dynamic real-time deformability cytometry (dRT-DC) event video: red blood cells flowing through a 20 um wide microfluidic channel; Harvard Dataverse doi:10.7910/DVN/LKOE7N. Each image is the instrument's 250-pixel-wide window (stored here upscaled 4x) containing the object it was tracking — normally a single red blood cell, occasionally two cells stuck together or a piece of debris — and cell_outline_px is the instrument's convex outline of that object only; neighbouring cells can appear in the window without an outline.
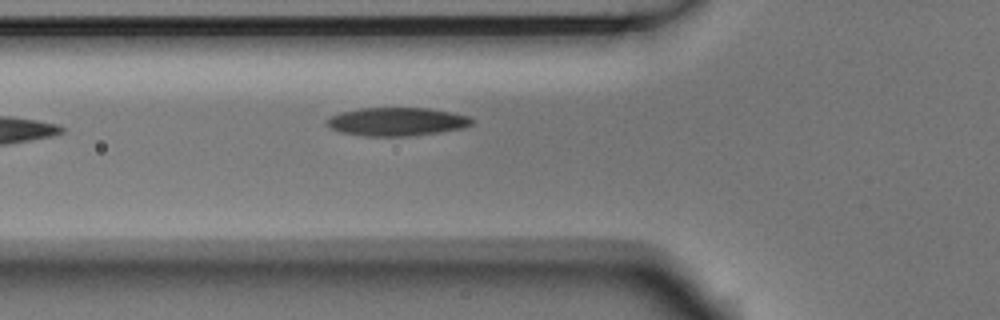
{"species": "Egyptian fruit bat (a non-hibernating species)", "species_latin": "Rousettus aegyptiacus", "temperature_condition": "room temperature", "stored_images_in_passage": 4, "camera_frame_rate_fps": 3000, "um_per_image_px": 0.085, "animal": {"sex": "male"}, "frame": {"image": 1, "passage_image": 4, "time_ms": 1.0, "image_size_px": [1000, 320], "cell_outline_px": [[472, 124], [464, 128], [408, 136], [364, 136], [340, 132], [328, 128], [324, 124], [324, 120], [328, 116], [340, 112], [360, 108], [428, 108], [452, 112], [468, 116], [472, 120]], "centroid_in_image_um": [33.63, 10.34], "position_along_channel_um": 92.2, "area_um2": 24.16}}